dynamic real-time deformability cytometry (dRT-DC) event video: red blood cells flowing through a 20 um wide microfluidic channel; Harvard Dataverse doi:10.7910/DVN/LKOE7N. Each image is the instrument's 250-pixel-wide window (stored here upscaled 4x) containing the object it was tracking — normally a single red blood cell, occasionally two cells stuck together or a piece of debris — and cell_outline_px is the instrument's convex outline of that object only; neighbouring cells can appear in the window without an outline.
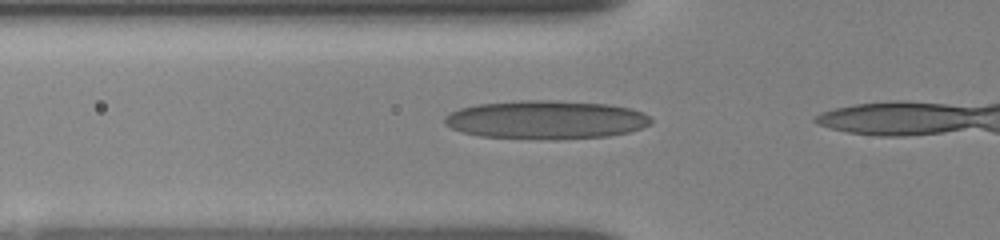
{"species": "human", "species_latin": "Homo sapiens", "temperature_condition": "room temperature", "stored_images_in_passage": 4, "camera_frame_rate_fps": 3000, "um_per_image_px": 0.085, "donor": {"sex": "female"}, "frame": {"image": 1, "passage_image": 2, "time_ms": 0.333, "image_size_px": [1000, 240], "cell_outline_px": [[652, 120], [648, 124], [640, 128], [628, 132], [608, 136], [556, 140], [552, 140], [480, 136], [460, 132], [444, 124], [444, 116], [460, 108], [480, 104], [524, 100], [548, 100], [608, 104], [632, 108], [648, 116]], "centroid_in_image_um": [46.38, 10.19], "position_along_channel_um": 79.4, "area_um2": 46.3}}